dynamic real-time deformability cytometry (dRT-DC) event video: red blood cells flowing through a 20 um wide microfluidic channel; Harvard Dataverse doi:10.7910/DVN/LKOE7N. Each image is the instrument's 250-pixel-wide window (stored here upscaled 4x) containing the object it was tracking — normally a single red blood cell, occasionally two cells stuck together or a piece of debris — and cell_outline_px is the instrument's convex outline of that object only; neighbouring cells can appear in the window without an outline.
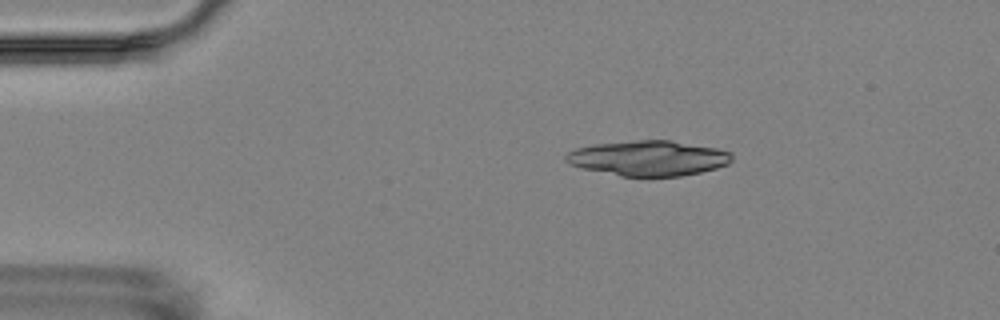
{"species": "Egyptian fruit bat (a non-hibernating species)", "species_latin": "Rousettus aegyptiacus", "temperature_condition": "room temperature", "stored_images_in_passage": 4, "camera_frame_rate_fps": 3000, "um_per_image_px": 0.085, "animal": {"sex": "female"}, "frame": {"image": 1, "passage_image": 2, "time_ms": 1.333, "image_size_px": [1000, 320], "cell_outline_px": [[732, 160], [728, 164], [716, 168], [700, 172], [680, 176], [620, 176], [580, 168], [568, 164], [564, 160], [564, 156], [568, 152], [576, 148], [596, 144], [636, 140], [668, 140], [716, 148], [732, 152]], "centroid_in_image_um": [55.08, 13.45], "position_along_channel_um": 29.9, "area_um2": 34.04}}